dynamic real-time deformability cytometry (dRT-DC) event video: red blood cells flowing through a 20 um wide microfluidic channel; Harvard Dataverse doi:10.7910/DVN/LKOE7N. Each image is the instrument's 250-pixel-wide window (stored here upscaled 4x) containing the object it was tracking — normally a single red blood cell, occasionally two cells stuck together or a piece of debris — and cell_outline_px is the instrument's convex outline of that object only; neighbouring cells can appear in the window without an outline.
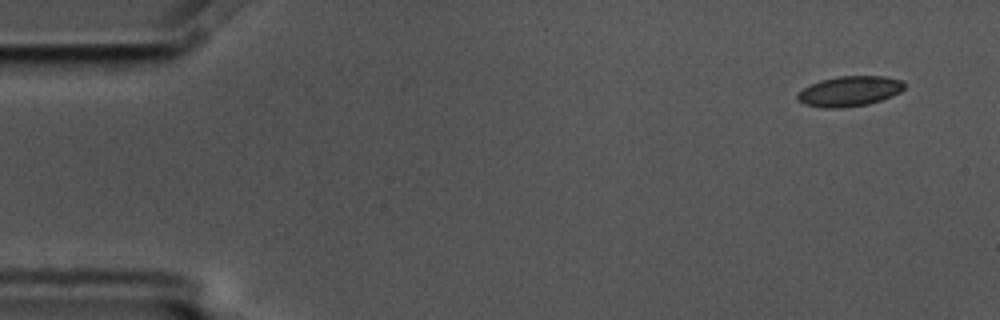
{"species": "common noctule bat (a hibernating species)", "species_latin": "Nyctalus noctula", "temperature_condition": "cold", "stored_images_in_passage": 10, "camera_frame_rate_fps": 3000, "um_per_image_px": 0.085, "animal": {"sex": "male", "body_mass_g": 17.5, "forearm_length_mm": 52.3}, "frame": {"image": 1, "passage_image": 1, "time_ms": 0.0, "image_size_px": [1000, 320], "cell_outline_px": [[904, 88], [900, 92], [892, 96], [868, 104], [844, 108], [824, 108], [804, 104], [796, 96], [804, 88], [820, 80], [840, 76], [884, 76], [904, 80]], "centroid_in_image_um": [72.24, 7.75], "position_along_channel_um": 12.8, "area_um2": 18.73}}
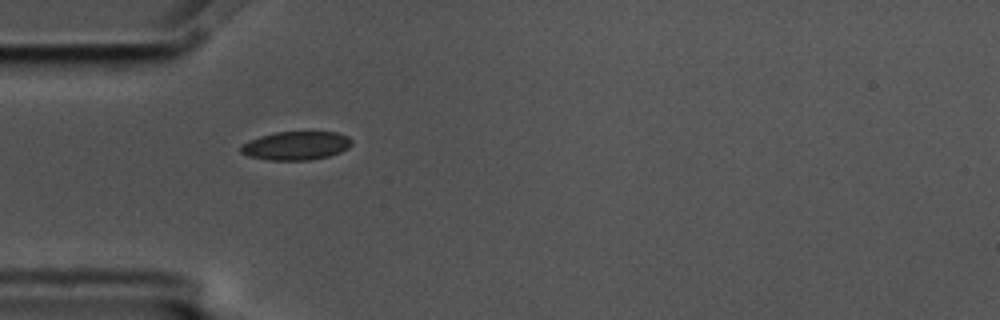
{"frame": {"image": 2, "passage_image": 5, "time_ms": 1.333, "image_size_px": [1000, 320], "cell_outline_px": [[352, 144], [348, 148], [340, 152], [328, 156], [308, 160], [268, 160], [248, 156], [240, 152], [240, 144], [248, 140], [260, 136], [276, 132], [336, 132], [348, 136], [352, 140]], "centroid_in_image_um": [25.14, 12.38], "position_along_channel_um": 59.9, "area_um2": 18.55}}